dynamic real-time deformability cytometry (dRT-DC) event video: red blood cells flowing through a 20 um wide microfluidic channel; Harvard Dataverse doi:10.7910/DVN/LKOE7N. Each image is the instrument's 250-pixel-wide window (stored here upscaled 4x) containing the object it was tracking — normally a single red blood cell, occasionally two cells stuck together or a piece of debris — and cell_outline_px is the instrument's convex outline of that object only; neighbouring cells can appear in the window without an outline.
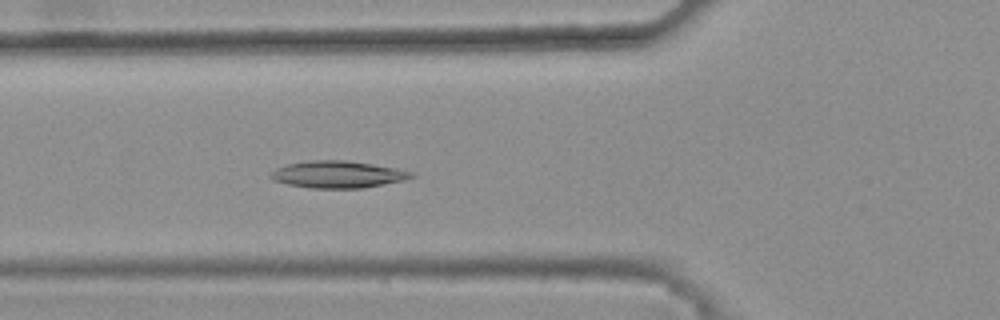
{"species": "common noctule bat (a hibernating species)", "species_latin": "Nyctalus noctula", "temperature_condition": "warm", "stored_images_in_passage": 44, "camera_frame_rate_fps": 3000, "um_per_image_px": 0.085, "animal": {"sex": "female", "body_mass_g": 25.1}, "frame": {"image": 1, "passage_image": 19, "time_ms": 6.0, "image_size_px": [1000, 320], "cell_outline_px": [[416, 176], [404, 180], [360, 188], [308, 188], [288, 184], [272, 180], [268, 176], [276, 168], [288, 164], [308, 160], [344, 160], [372, 164], [396, 168], [416, 172]], "centroid_in_image_um": [28.71, 14.82], "position_along_channel_um": 97.1, "area_um2": 22.14}}
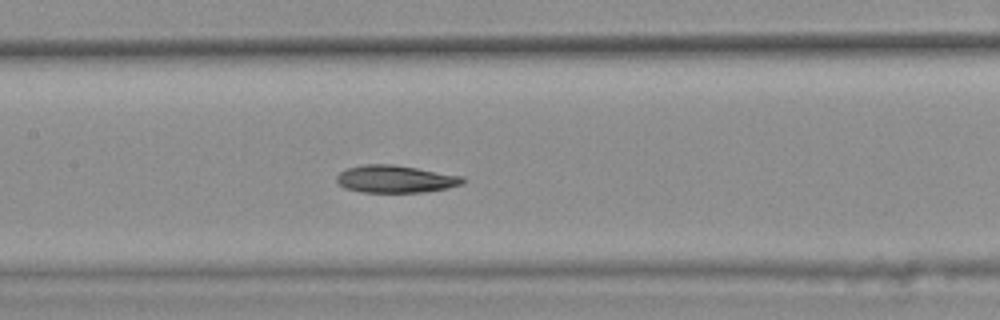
{"frame": {"image": 2, "passage_image": 25, "time_ms": 8.0, "image_size_px": [1000, 320], "cell_outline_px": [[468, 180], [464, 184], [448, 188], [424, 192], [360, 192], [344, 188], [336, 180], [336, 176], [340, 172], [348, 168], [364, 164], [392, 164], [464, 176]], "centroid_in_image_um": [33.65, 15.22], "position_along_channel_um": 173.7, "area_um2": 20.29}}
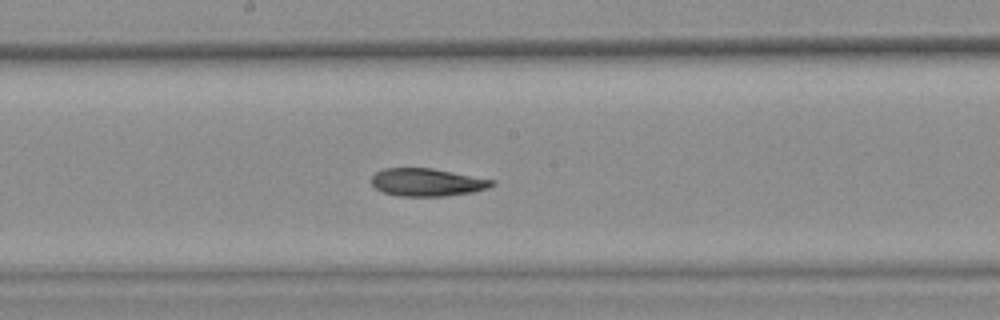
{"frame": {"image": 3, "passage_image": 28, "time_ms": 9.0, "image_size_px": [1000, 320], "cell_outline_px": [[496, 184], [488, 188], [472, 192], [444, 196], [400, 196], [384, 192], [376, 188], [372, 184], [372, 176], [376, 172], [384, 168], [432, 168], [496, 180]], "centroid_in_image_um": [36.33, 15.49], "position_along_channel_um": 211.9, "area_um2": 19.48}, "authors_computed_cell_mechanics": {"area_um2": 20.519, "velocity_mm_per_s": 3.829, "shape_relaxation_time_tau1_ms": null, "shape_relaxation_time_tau2_ms": 8.7448, "deformation_change_tau1": null, "deformation_change_tau2": 0.1652}}